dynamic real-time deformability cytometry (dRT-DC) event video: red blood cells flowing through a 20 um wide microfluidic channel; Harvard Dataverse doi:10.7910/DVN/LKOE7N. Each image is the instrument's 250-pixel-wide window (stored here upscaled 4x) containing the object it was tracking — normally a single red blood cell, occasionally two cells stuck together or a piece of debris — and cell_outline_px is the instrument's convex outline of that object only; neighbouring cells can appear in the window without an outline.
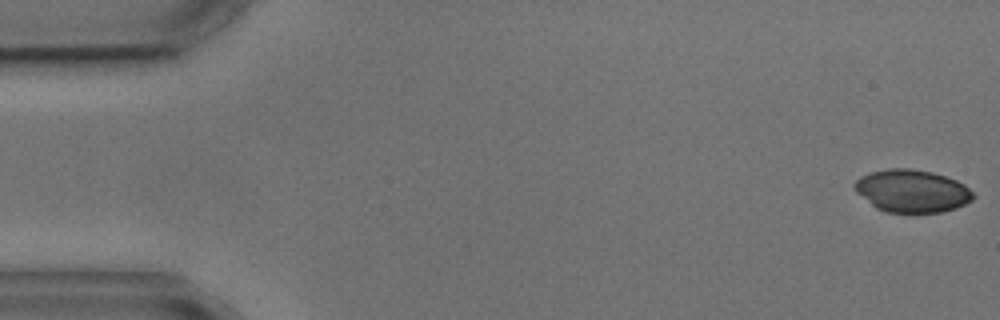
{"species": "common noctule bat (a hibernating species)", "species_latin": "Nyctalus noctula", "temperature_condition": "cold", "stored_images_in_passage": 5, "camera_frame_rate_fps": 3000, "um_per_image_px": 0.085, "animal": {"sex": "male", "body_mass_g": 17.9, "forearm_length_mm": 54.2}, "frame": {"image": 1, "passage_image": 1, "time_ms": 0.0, "image_size_px": [1000, 320], "cell_outline_px": [[976, 196], [972, 200], [956, 208], [940, 212], [884, 212], [876, 208], [856, 192], [852, 184], [860, 176], [872, 172], [888, 168], [908, 168], [932, 172], [956, 180], [964, 184]], "centroid_in_image_um": [77.5, 16.23], "position_along_channel_um": 7.5, "area_um2": 29.42}}
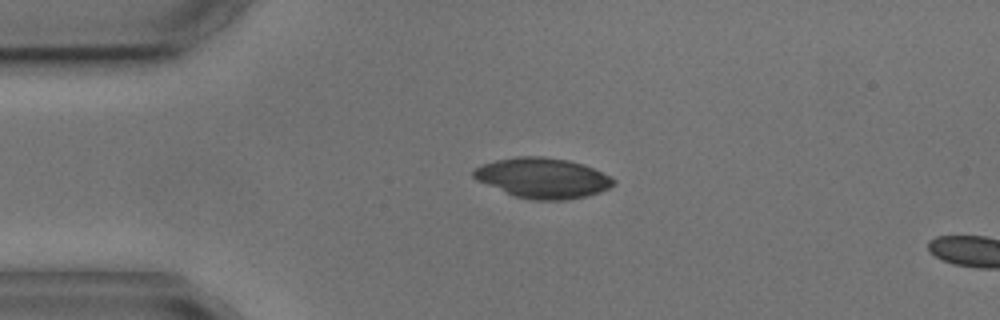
{"frame": {"image": 2, "passage_image": 4, "time_ms": 3.667, "image_size_px": [1000, 320], "cell_outline_px": [[616, 184], [600, 192], [584, 196], [564, 200], [536, 200], [516, 196], [476, 180], [472, 176], [472, 172], [476, 168], [484, 164], [496, 160], [516, 156], [544, 156], [568, 160], [584, 164], [616, 180]], "centroid_in_image_um": [46.13, 15.12], "position_along_channel_um": 38.9, "area_um2": 32.48}}